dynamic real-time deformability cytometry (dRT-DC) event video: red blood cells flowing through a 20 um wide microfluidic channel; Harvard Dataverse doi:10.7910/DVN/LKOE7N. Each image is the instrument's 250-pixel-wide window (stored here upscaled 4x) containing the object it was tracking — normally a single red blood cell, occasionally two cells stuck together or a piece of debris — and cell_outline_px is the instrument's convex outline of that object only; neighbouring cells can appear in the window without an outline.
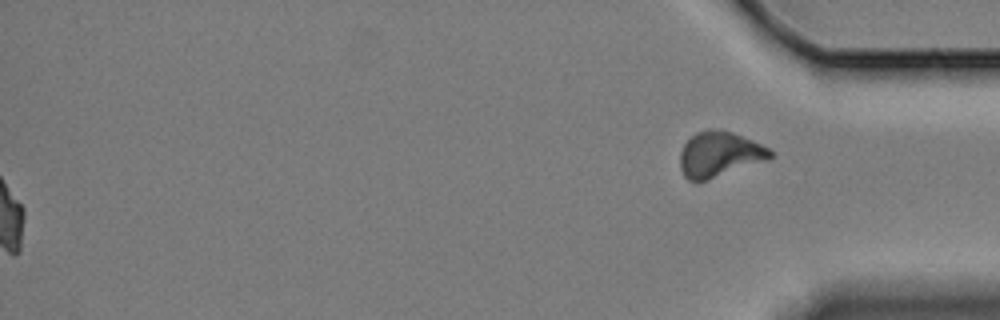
{"species": "Egyptian fruit bat (a non-hibernating species)", "species_latin": "Rousettus aegyptiacus", "temperature_condition": "cold", "stored_images_in_passage": 61, "segment_of_instrument_passage": [2, 2], "camera_frame_rate_fps": 3000, "um_per_image_px": 0.085, "animal": {"sex": "female"}, "frame": {"image": 1, "passage_image": 61, "time_ms": 20.0, "image_size_px": [1000, 320], "cell_outline_px": [[772, 156], [704, 180], [688, 180], [684, 176], [680, 168], [680, 152], [684, 144], [696, 132], [708, 128], [720, 128], [732, 132], [752, 140], [768, 148], [772, 152]], "centroid_in_image_um": [61.06, 13.05], "position_along_channel_um": 374.1, "area_um2": 22.95}}